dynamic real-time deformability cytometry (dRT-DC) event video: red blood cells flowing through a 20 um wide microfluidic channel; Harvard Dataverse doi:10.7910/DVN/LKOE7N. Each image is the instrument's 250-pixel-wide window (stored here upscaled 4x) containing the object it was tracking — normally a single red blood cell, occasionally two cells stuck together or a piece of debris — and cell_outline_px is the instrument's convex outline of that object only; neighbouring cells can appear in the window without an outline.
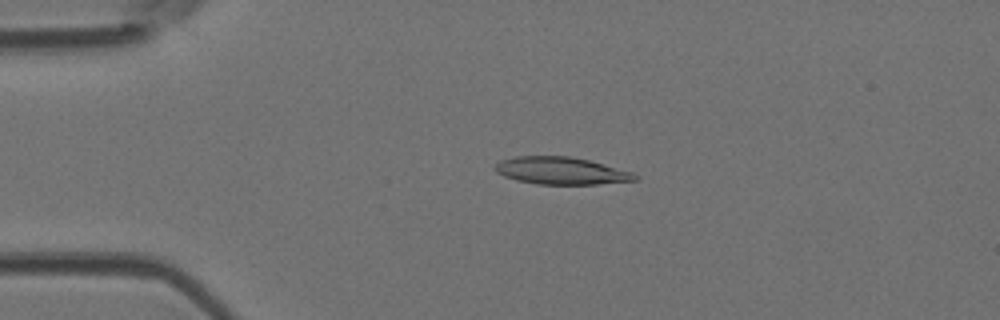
{"species": "Egyptian fruit bat (a non-hibernating species)", "species_latin": "Rousettus aegyptiacus", "temperature_condition": "room temperature", "stored_images_in_passage": 6, "camera_frame_rate_fps": 3000, "um_per_image_px": 0.085, "animal": {"sex": "female"}, "frame": {"image": 1, "passage_image": 4, "time_ms": 1.0, "image_size_px": [1000, 320], "cell_outline_px": [[640, 180], [596, 184], [536, 184], [516, 180], [504, 176], [496, 172], [492, 168], [500, 160], [516, 156], [568, 156], [588, 160], [604, 164], [632, 172], [640, 176]], "centroid_in_image_um": [47.69, 14.52], "position_along_channel_um": 37.3, "area_um2": 22.37}}
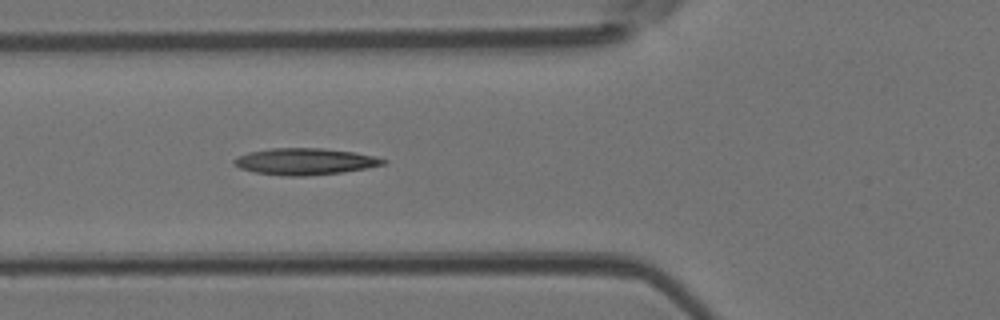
{"frame": {"image": 2, "passage_image": 6, "time_ms": 1.667, "image_size_px": [1000, 320], "cell_outline_px": [[388, 164], [368, 168], [344, 172], [304, 176], [284, 176], [256, 172], [240, 168], [232, 164], [232, 160], [248, 152], [272, 148], [324, 148], [352, 152], [372, 156], [388, 160]], "centroid_in_image_um": [25.94, 13.73], "position_along_channel_um": 99.9, "area_um2": 23.12}}